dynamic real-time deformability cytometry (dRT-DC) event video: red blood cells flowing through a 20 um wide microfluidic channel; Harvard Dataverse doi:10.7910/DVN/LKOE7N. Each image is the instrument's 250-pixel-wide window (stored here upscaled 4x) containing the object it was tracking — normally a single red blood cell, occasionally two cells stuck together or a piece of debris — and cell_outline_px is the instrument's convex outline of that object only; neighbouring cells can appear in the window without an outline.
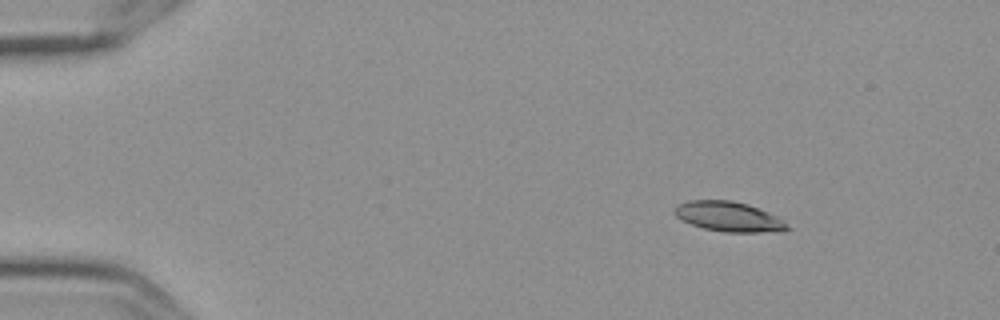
{"species": "Egyptian fruit bat (a non-hibernating species)", "species_latin": "Rousettus aegyptiacus", "temperature_condition": "cold", "stored_images_in_passage": 50, "camera_frame_rate_fps": 3000, "um_per_image_px": 0.085, "frame": {"image": 1, "passage_image": 1, "time_ms": 0.0, "image_size_px": [1000, 320], "cell_outline_px": [[792, 228], [784, 232], [724, 232], [704, 228], [680, 220], [672, 212], [672, 208], [676, 204], [688, 200], [732, 200], [748, 204], [768, 212], [784, 220]], "centroid_in_image_um": [61.94, 18.41], "position_along_channel_um": 23.1, "area_um2": 20.06}}
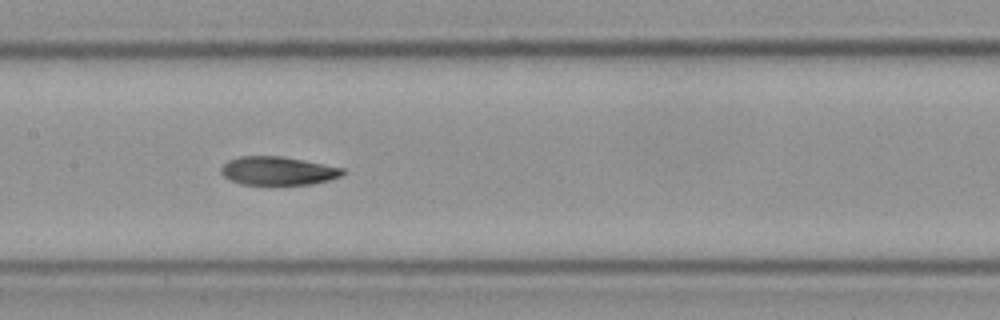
{"frame": {"image": 2, "passage_image": 22, "time_ms": 7.0, "image_size_px": [1000, 320], "cell_outline_px": [[344, 172], [340, 176], [328, 180], [312, 184], [240, 184], [228, 180], [220, 172], [220, 168], [228, 160], [240, 156], [280, 156], [304, 160], [344, 168]], "centroid_in_image_um": [23.58, 14.52], "position_along_channel_um": 183.8, "area_um2": 20.11}}
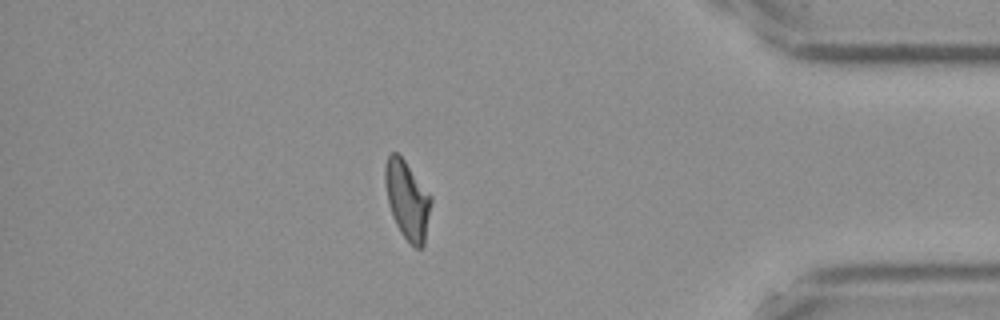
{"frame": {"image": 3, "passage_image": 43, "time_ms": 14.0, "image_size_px": [1000, 320], "cell_outline_px": [[432, 200], [424, 244], [420, 248], [416, 248], [400, 232], [392, 216], [388, 204], [384, 180], [384, 164], [388, 156], [392, 152], [396, 152], [404, 160], [432, 196]], "centroid_in_image_um": [34.6, 16.97], "position_along_channel_um": 400.6, "area_um2": 20.92}, "authors_computed_cell_mechanics": {"area_um2": 20.8658, "velocity_mm_per_s": 3.5747, "shape_relaxation_time_tau1_ms": 8.4193, "shape_relaxation_time_tau2_ms": 1.9638, "deformation_change_tau1": 0.1863, "deformation_change_tau2": 0.0692}}